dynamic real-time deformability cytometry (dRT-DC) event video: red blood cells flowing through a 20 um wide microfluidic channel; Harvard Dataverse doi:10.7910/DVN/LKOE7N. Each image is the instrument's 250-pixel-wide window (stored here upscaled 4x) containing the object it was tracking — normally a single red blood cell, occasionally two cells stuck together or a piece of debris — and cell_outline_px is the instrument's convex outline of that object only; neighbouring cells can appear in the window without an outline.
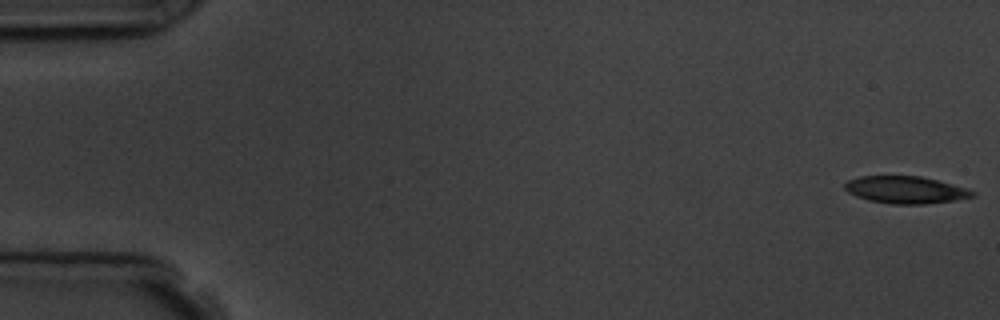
{"species": "common noctule bat (a hibernating species)", "species_latin": "Nyctalus noctula", "temperature_condition": "room temperature", "stored_images_in_passage": 10, "camera_frame_rate_fps": 3000, "um_per_image_px": 0.085, "animal": {"sex": "male", "body_mass_g": 19.5, "forearm_length_mm": 54.6}, "frame": {"image": 1, "passage_image": 1, "time_ms": 0.0, "image_size_px": [1000, 320], "cell_outline_px": [[976, 196], [952, 200], [924, 204], [892, 204], [868, 200], [856, 196], [848, 192], [844, 188], [844, 184], [848, 180], [860, 176], [920, 176], [968, 188], [976, 192]], "centroid_in_image_um": [76.97, 16.13], "position_along_channel_um": 8.0, "area_um2": 20.17}}
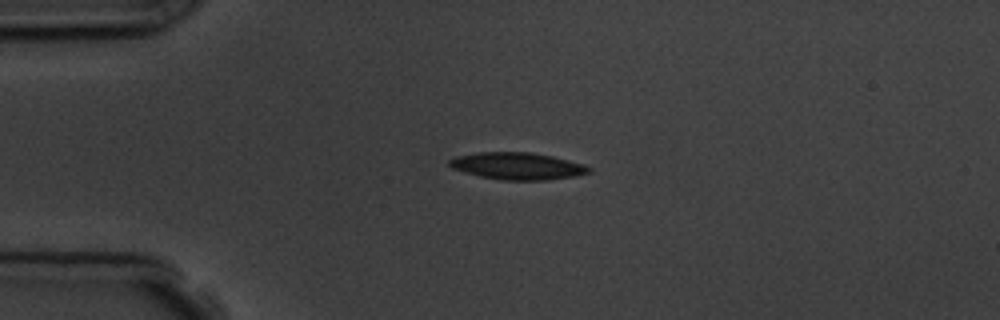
{"frame": {"image": 2, "passage_image": 4, "time_ms": 4.0, "image_size_px": [1000, 320], "cell_outline_px": [[592, 172], [576, 176], [548, 180], [504, 180], [480, 176], [452, 168], [448, 164], [448, 160], [456, 156], [476, 152], [532, 152], [552, 156], [584, 164], [592, 168]], "centroid_in_image_um": [44.01, 14.11], "position_along_channel_um": 41.0, "area_um2": 22.08}}
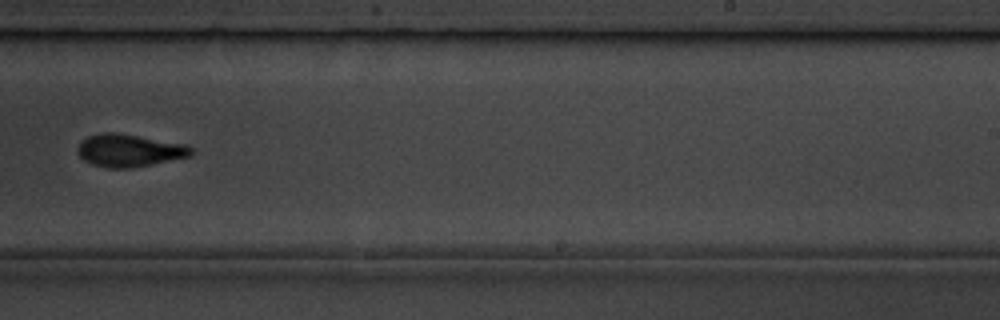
{"frame": {"image": 3, "passage_image": 10, "time_ms": 11.0, "image_size_px": [1000, 320], "cell_outline_px": [[196, 152], [192, 156], [132, 168], [108, 168], [92, 164], [84, 160], [76, 152], [76, 148], [80, 140], [88, 136], [104, 132], [112, 132], [188, 144]], "centroid_in_image_um": [11.0, 12.79], "position_along_channel_um": 278.0, "area_um2": 21.79}}